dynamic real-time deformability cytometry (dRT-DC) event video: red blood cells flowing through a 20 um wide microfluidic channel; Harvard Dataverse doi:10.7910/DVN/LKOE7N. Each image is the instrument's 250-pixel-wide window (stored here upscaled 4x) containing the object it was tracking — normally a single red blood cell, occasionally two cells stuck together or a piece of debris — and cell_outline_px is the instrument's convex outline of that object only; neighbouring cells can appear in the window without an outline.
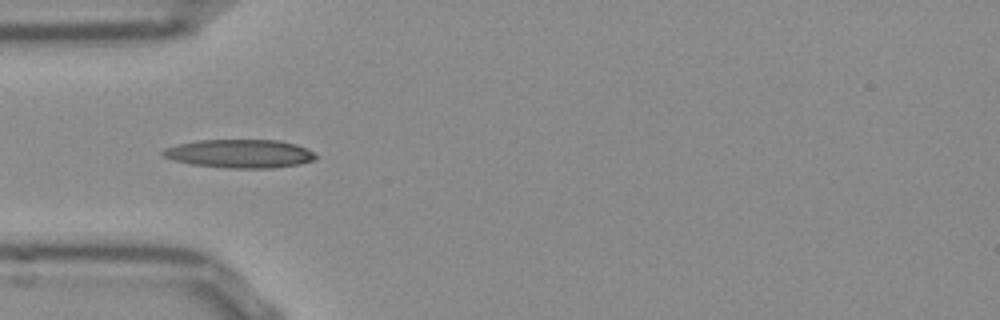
{"species": "Egyptian fruit bat (a non-hibernating species)", "species_latin": "Rousettus aegyptiacus", "temperature_condition": "room temperature", "stored_images_in_passage": 28, "camera_frame_rate_fps": 3000, "um_per_image_px": 0.085, "frame": {"image": 1, "passage_image": 5, "time_ms": 1.333, "image_size_px": [1000, 320], "cell_outline_px": [[316, 160], [300, 164], [272, 168], [228, 168], [192, 164], [172, 160], [164, 156], [160, 152], [164, 148], [176, 144], [196, 140], [280, 140], [296, 144], [312, 152], [316, 156]], "centroid_in_image_um": [20.35, 13.06], "position_along_channel_um": 64.6, "area_um2": 25.43}}